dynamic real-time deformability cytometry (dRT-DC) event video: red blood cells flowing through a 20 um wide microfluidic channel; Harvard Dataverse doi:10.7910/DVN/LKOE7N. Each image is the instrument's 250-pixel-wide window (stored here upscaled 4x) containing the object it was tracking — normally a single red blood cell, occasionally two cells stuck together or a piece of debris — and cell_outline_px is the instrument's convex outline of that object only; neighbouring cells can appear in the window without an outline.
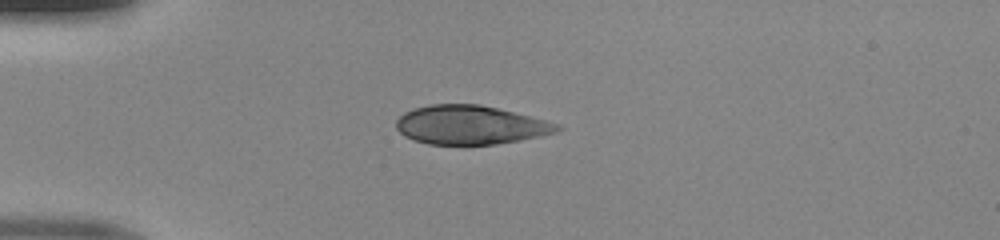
{"species": "human", "species_latin": "Homo sapiens", "temperature_condition": "room temperature", "stored_images_in_passage": 36, "camera_frame_rate_fps": 3000, "um_per_image_px": 0.085, "donor": {"sex": "male"}, "frame": {"image": 1, "passage_image": 1, "time_ms": 0.0, "image_size_px": [1000, 240], "cell_outline_px": [[564, 128], [560, 132], [520, 140], [496, 144], [428, 144], [404, 136], [396, 128], [396, 120], [404, 112], [412, 108], [432, 104], [480, 104], [560, 124]], "centroid_in_image_um": [39.98, 10.62], "position_along_channel_um": 45.0, "area_um2": 36.36}}
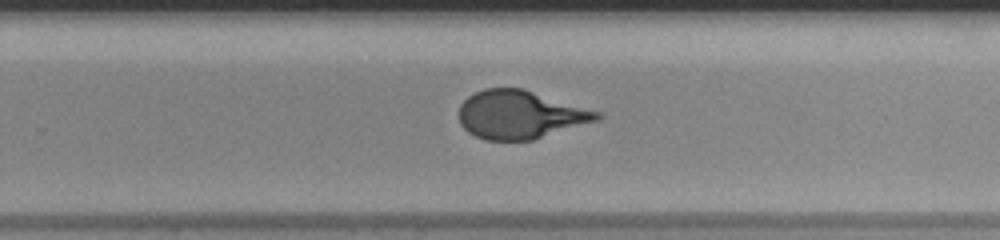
{"frame": {"image": 2, "passage_image": 20, "time_ms": 6.333, "image_size_px": [1000, 240], "cell_outline_px": [[604, 116], [596, 120], [532, 140], [484, 140], [468, 132], [460, 124], [460, 104], [468, 96], [484, 88], [524, 88], [600, 112]], "centroid_in_image_um": [44.19, 9.73], "position_along_channel_um": 285.6, "area_um2": 38.55}}
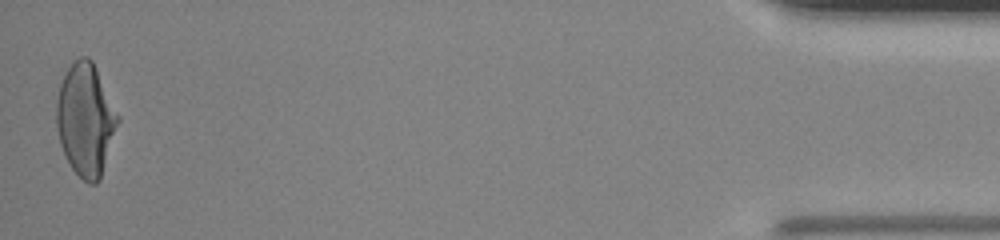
{"frame": {"image": 3, "passage_image": 36, "time_ms": 11.667, "image_size_px": [1000, 240], "cell_outline_px": [[120, 120], [100, 180], [96, 184], [88, 184], [72, 168], [60, 144], [56, 128], [56, 100], [60, 84], [68, 68], [80, 56], [88, 56], [92, 60], [120, 116]], "centroid_in_image_um": [7.29, 10.17], "position_along_channel_um": 427.9, "area_um2": 40.23}}